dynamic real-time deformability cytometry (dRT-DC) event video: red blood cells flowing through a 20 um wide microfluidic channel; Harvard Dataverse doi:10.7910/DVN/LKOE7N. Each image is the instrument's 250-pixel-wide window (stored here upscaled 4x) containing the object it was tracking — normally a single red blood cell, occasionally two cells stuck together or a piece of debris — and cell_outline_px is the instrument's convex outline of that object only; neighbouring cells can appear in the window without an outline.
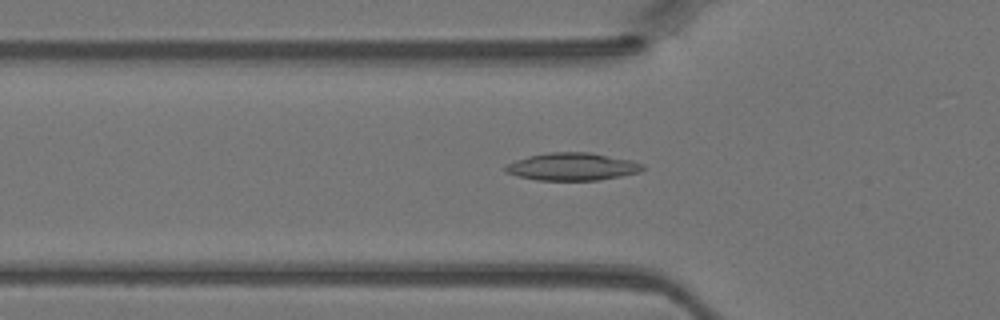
{"species": "Egyptian fruit bat (a non-hibernating species)", "species_latin": "Rousettus aegyptiacus", "temperature_condition": "warm", "stored_images_in_passage": 46, "camera_frame_rate_fps": 3000, "um_per_image_px": 0.085, "animal": {"sex": "female"}, "frame": {"image": 1, "passage_image": 15, "time_ms": 4.667, "image_size_px": [1000, 320], "cell_outline_px": [[644, 168], [640, 172], [600, 180], [536, 180], [504, 172], [504, 164], [528, 156], [548, 152], [592, 152], [632, 160], [644, 164]], "centroid_in_image_um": [48.64, 14.15], "position_along_channel_um": 77.2, "area_um2": 22.25}}
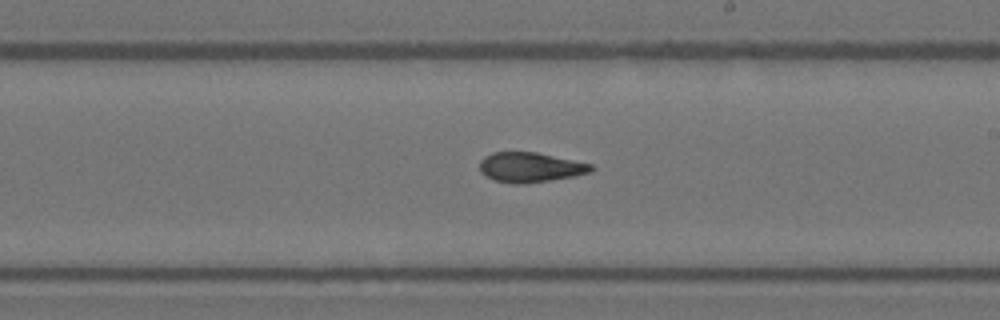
{"frame": {"image": 2, "passage_image": 26, "time_ms": 8.333, "image_size_px": [1000, 320], "cell_outline_px": [[596, 168], [592, 172], [572, 176], [524, 184], [516, 184], [496, 180], [480, 172], [480, 160], [484, 156], [492, 152], [536, 152], [592, 164]], "centroid_in_image_um": [45.08, 14.21], "position_along_channel_um": 243.9, "area_um2": 19.25}}
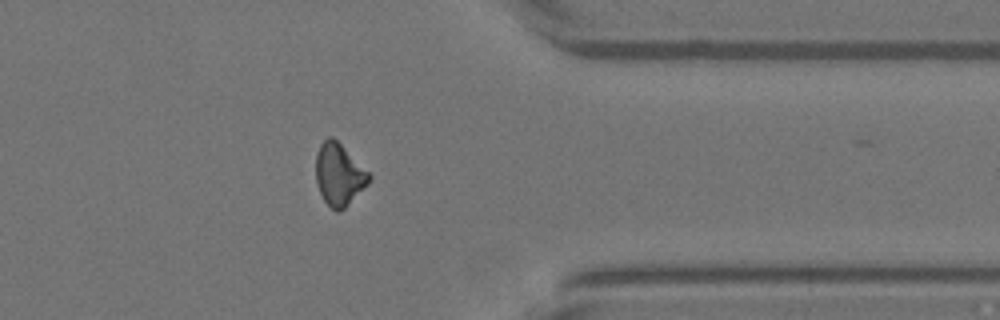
{"frame": {"image": 3, "passage_image": 36, "time_ms": 11.667, "image_size_px": [1000, 320], "cell_outline_px": [[372, 176], [368, 184], [340, 212], [336, 212], [324, 200], [316, 184], [316, 152], [320, 144], [328, 136], [332, 136]], "centroid_in_image_um": [28.79, 14.84], "position_along_channel_um": 382.6, "area_um2": 18.96}}